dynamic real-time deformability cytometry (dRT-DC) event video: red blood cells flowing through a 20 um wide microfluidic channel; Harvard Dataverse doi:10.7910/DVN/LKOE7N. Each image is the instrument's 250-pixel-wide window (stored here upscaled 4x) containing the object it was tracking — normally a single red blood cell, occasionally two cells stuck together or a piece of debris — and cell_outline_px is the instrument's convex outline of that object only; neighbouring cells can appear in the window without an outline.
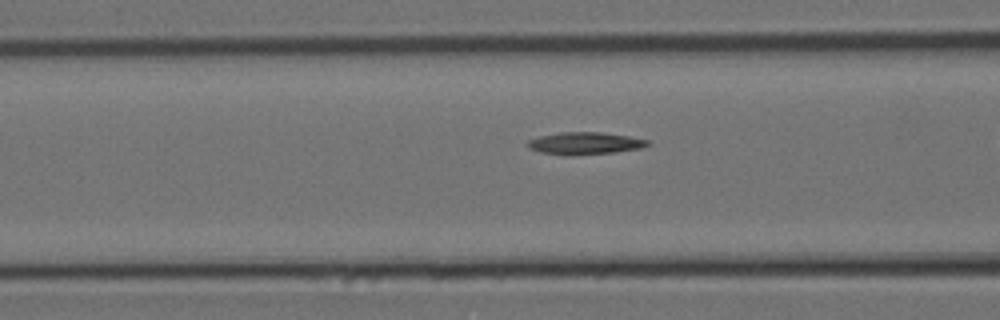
{"species": "Egyptian fruit bat (a non-hibernating species)", "species_latin": "Rousettus aegyptiacus", "temperature_condition": "cold", "stored_images_in_passage": 42, "camera_frame_rate_fps": 3000, "um_per_image_px": 0.085, "animal": {"sex": "female"}, "frame": {"image": 1, "passage_image": 20, "time_ms": 6.333, "image_size_px": [1000, 320], "cell_outline_px": [[652, 144], [640, 148], [616, 152], [568, 156], [564, 156], [540, 152], [528, 148], [524, 144], [528, 140], [540, 136], [560, 132], [600, 132], [628, 136], [648, 140]], "centroid_in_image_um": [49.67, 12.19], "position_along_channel_um": 116.9, "area_um2": 15.78}}
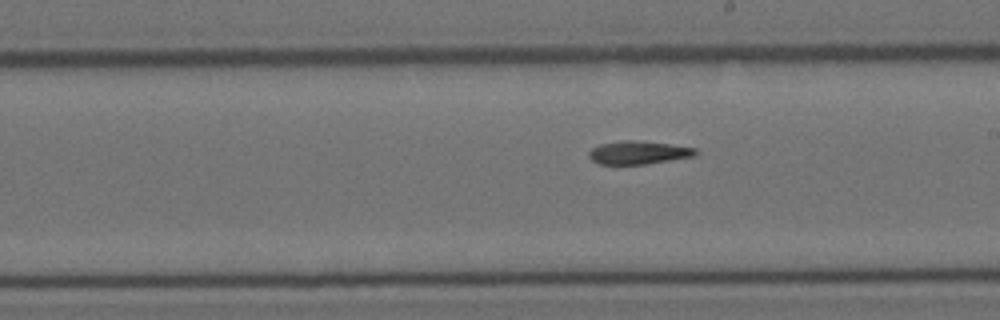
{"frame": {"image": 2, "passage_image": 30, "time_ms": 9.667, "image_size_px": [1000, 320], "cell_outline_px": [[700, 152], [696, 156], [644, 164], [596, 164], [588, 156], [588, 152], [592, 148], [600, 144], [624, 140], [636, 140], [668, 144], [696, 148]], "centroid_in_image_um": [54.27, 12.97], "position_along_channel_um": 234.7, "area_um2": 14.45}}
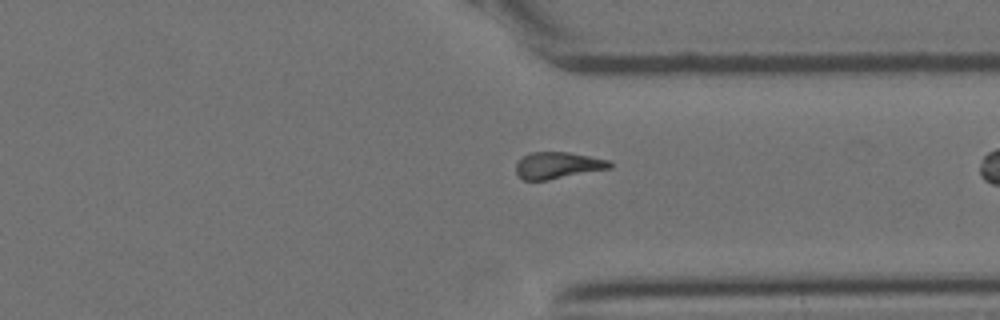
{"frame": {"image": 3, "passage_image": 41, "time_ms": 13.333, "image_size_px": [1000, 320], "cell_outline_px": [[612, 168], [548, 180], [524, 180], [516, 172], [516, 164], [524, 156], [532, 152], [568, 152], [608, 160], [612, 164]], "centroid_in_image_um": [47.42, 14.06], "position_along_channel_um": 364.0, "area_um2": 14.39}}